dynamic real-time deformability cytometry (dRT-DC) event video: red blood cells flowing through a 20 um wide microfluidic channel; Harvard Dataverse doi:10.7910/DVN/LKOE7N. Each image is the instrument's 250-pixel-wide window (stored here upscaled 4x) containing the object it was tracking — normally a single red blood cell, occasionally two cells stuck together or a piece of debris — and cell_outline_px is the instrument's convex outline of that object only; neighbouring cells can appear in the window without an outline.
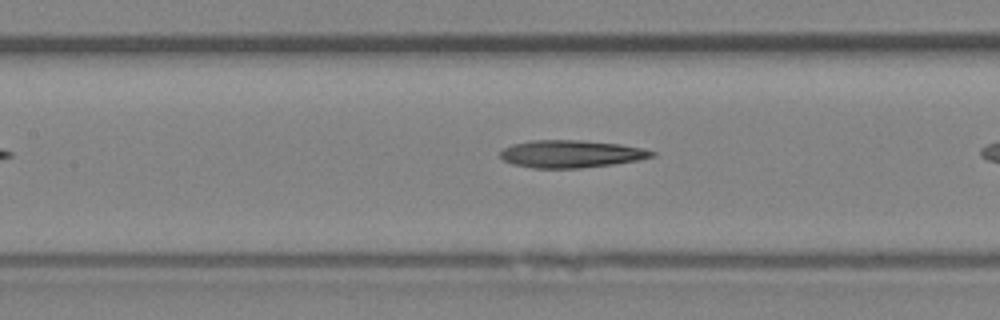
{"species": "Egyptian fruit bat (a non-hibernating species)", "species_latin": "Rousettus aegyptiacus", "temperature_condition": "room temperature", "stored_images_in_passage": 9, "camera_frame_rate_fps": 3000, "um_per_image_px": 0.085, "animal": {"sex": "female"}, "frame": {"image": 1, "passage_image": 7, "time_ms": 2.0, "image_size_px": [1000, 320], "cell_outline_px": [[656, 156], [636, 160], [612, 164], [580, 168], [532, 168], [512, 164], [504, 160], [500, 156], [500, 152], [504, 148], [512, 144], [532, 140], [580, 140], [620, 144], [640, 148], [656, 152]], "centroid_in_image_um": [48.51, 13.08], "position_along_channel_um": 158.9, "area_um2": 24.16}}